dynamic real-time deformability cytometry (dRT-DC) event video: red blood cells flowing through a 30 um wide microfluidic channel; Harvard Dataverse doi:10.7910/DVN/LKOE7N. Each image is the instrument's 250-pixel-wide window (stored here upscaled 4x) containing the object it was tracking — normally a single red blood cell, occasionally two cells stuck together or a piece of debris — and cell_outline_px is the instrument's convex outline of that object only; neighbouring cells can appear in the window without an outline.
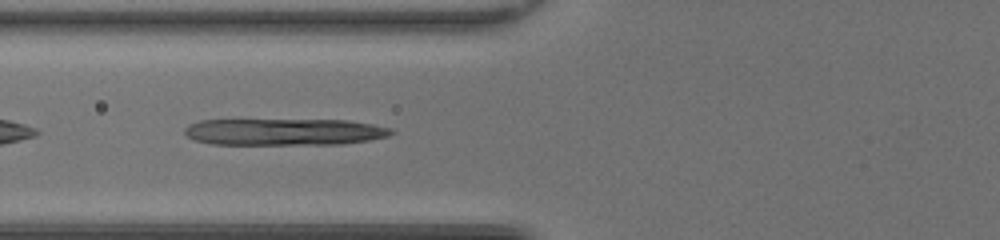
{"species": "common noctule bat (a hibernating species)", "species_latin": "Nyctalus noctula", "temperature_condition": "room temperature", "stored_images_in_passage": 45, "camera_frame_rate_fps": 3000, "um_per_image_px": 0.085, "animal": {"sex": "female", "body_mass_g": 20.0, "forearm_length_mm": 54.0}, "frame": {"image": 1, "passage_image": 19, "time_ms": 6.0, "image_size_px": [1000, 240], "cell_outline_px": [[396, 132], [388, 136], [368, 140], [340, 144], [212, 144], [196, 140], [188, 136], [184, 132], [184, 128], [188, 124], [200, 120], [348, 120], [372, 124], [392, 128]], "centroid_in_image_um": [24.17, 11.2], "position_along_channel_um": 101.6, "area_um2": 32.19}}
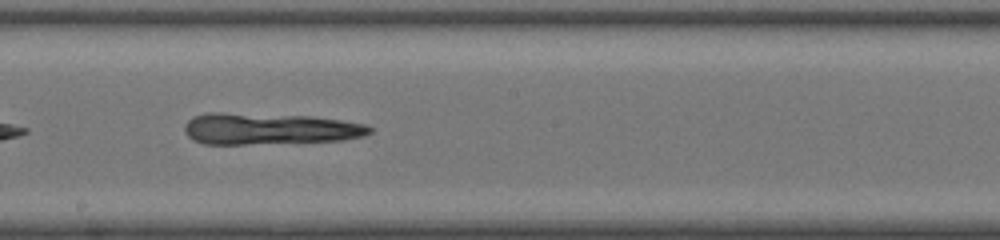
{"frame": {"image": 2, "passage_image": 28, "time_ms": 9.0, "image_size_px": [1000, 240], "cell_outline_px": [[372, 132], [364, 136], [344, 140], [244, 144], [204, 144], [192, 140], [184, 132], [184, 124], [192, 116], [204, 112], [220, 112], [312, 116], [340, 120], [364, 124], [372, 128]], "centroid_in_image_um": [22.83, 10.94], "position_along_channel_um": 225.4, "area_um2": 34.22}}
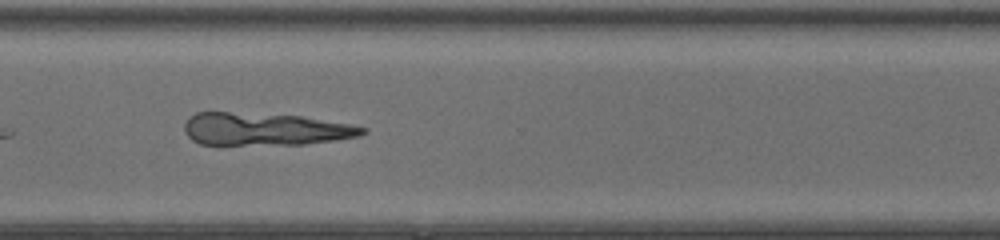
{"frame": {"image": 3, "passage_image": 37, "time_ms": 12.0, "image_size_px": [1000, 240], "cell_outline_px": [[368, 132], [360, 136], [336, 140], [304, 144], [200, 144], [192, 140], [184, 132], [184, 124], [188, 116], [196, 112], [228, 112], [300, 116], [348, 124], [368, 128]], "centroid_in_image_um": [22.5, 10.97], "position_along_channel_um": 348.1, "area_um2": 33.7}}